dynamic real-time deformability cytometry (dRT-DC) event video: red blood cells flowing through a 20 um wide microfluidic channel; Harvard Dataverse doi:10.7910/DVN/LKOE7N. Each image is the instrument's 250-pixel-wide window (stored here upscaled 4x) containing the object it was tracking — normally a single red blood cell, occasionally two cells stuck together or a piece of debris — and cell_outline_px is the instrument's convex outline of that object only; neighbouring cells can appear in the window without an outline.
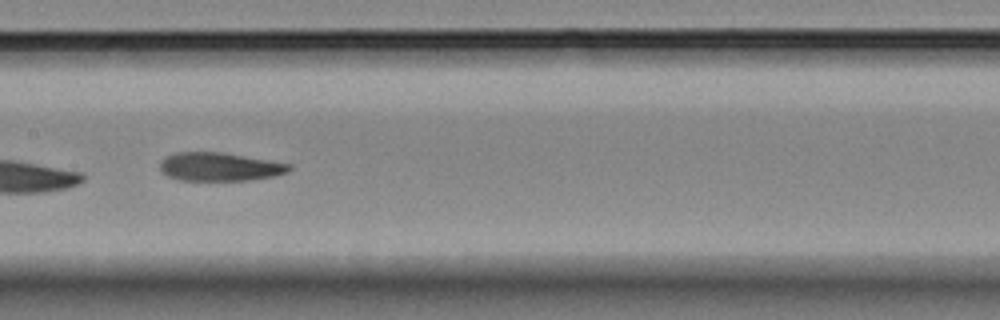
{"species": "Egyptian fruit bat (a non-hibernating species)", "species_latin": "Rousettus aegyptiacus", "temperature_condition": "room temperature", "stored_images_in_passage": 13, "camera_frame_rate_fps": 3000, "um_per_image_px": 0.085, "animal": {"sex": "female"}, "frame": {"image": 1, "passage_image": 6, "time_ms": 6.0, "image_size_px": [1000, 320], "cell_outline_px": [[292, 168], [288, 172], [272, 176], [248, 180], [180, 180], [168, 176], [160, 168], [160, 164], [168, 156], [176, 152], [224, 152], [292, 164]], "centroid_in_image_um": [18.71, 14.17], "position_along_channel_um": 188.7, "area_um2": 21.21}}
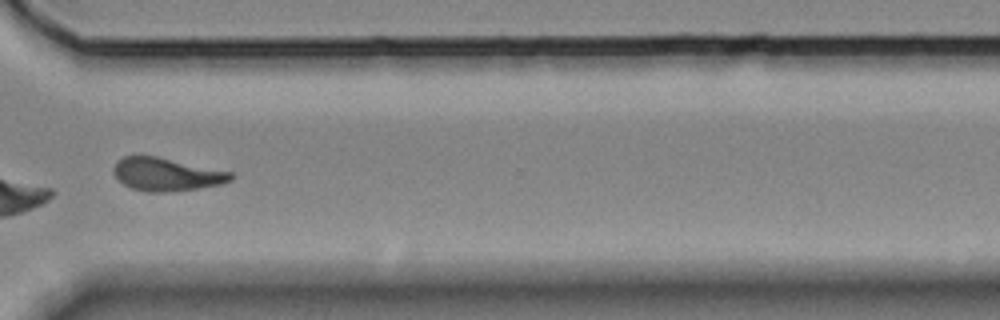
{"frame": {"image": 2, "passage_image": 10, "time_ms": 10.667, "image_size_px": [1000, 320], "cell_outline_px": [[232, 180], [220, 184], [172, 192], [148, 192], [132, 188], [124, 184], [112, 172], [112, 168], [116, 160], [124, 156], [156, 156], [232, 172]], "centroid_in_image_um": [14.11, 14.81], "position_along_channel_um": 356.5, "area_um2": 22.43}}
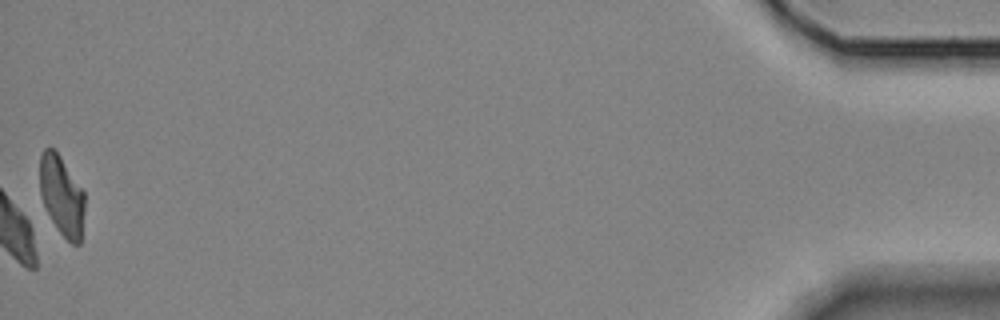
{"frame": {"image": 3, "passage_image": 13, "time_ms": 15.333, "image_size_px": [1000, 320], "cell_outline_px": [[84, 208], [80, 244], [72, 244], [60, 232], [52, 220], [40, 196], [40, 156], [44, 148], [52, 148], [60, 156], [84, 192]], "centroid_in_image_um": [5.24, 16.62], "position_along_channel_um": 430.0, "area_um2": 20.46}, "authors_computed_cell_mechanics": {"area_um2": 22.8888, "velocity_mm_per_s": 3.5773, "shape_relaxation_time_tau1_ms": 7.7368, "shape_relaxation_time_tau2_ms": null, "deformation_change_tau1": 0.1542, "deformation_change_tau2": null}}